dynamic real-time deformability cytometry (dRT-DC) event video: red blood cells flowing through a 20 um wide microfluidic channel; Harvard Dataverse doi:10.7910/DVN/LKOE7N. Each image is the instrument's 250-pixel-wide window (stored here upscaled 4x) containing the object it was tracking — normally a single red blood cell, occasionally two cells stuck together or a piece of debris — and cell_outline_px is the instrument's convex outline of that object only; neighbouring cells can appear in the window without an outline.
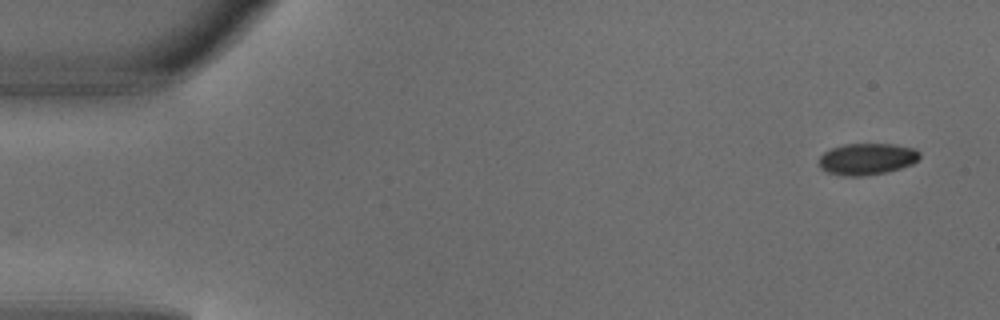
{"species": "common noctule bat (a hibernating species)", "species_latin": "Nyctalus noctula", "temperature_condition": "warm", "stored_images_in_passage": 5, "segment_of_instrument_passage": [2, 2], "camera_frame_rate_fps": 3000, "um_per_image_px": 0.085, "animal": {"sex": "male", "body_mass_g": 18.8}, "frame": {"image": 1, "passage_image": 5, "time_ms": 1.333, "image_size_px": [1000, 320], "cell_outline_px": [[920, 156], [912, 164], [888, 172], [864, 176], [840, 176], [828, 172], [820, 168], [820, 156], [824, 152], [832, 148], [844, 144], [892, 144], [916, 148], [920, 152]], "centroid_in_image_um": [73.7, 13.52], "position_along_channel_um": 11.3, "area_um2": 18.61}}